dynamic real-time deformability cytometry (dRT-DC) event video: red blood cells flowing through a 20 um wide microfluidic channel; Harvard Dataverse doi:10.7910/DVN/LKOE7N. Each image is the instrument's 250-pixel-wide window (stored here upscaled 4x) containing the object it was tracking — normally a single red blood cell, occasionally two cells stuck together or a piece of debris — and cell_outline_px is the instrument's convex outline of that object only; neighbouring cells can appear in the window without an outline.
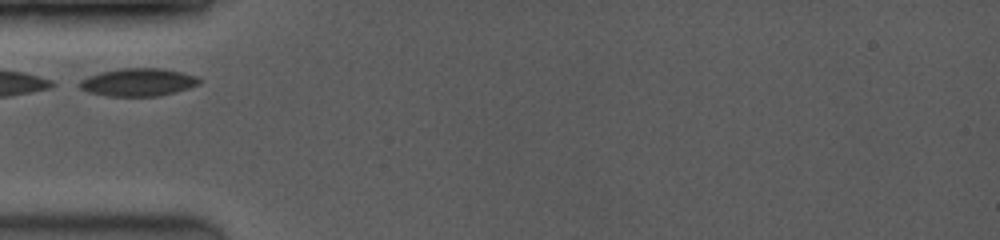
{"species": "common noctule bat (a hibernating species)", "species_latin": "Nyctalus noctula", "temperature_condition": "room temperature", "stored_images_in_passage": 3, "camera_frame_rate_fps": 3500, "um_per_image_px": 0.085, "animal": {"sex": "female", "body_mass_g": 19.0, "forearm_length_mm": 53.3}, "frame": {"image": 1, "passage_image": 1, "time_ms": 0.0, "image_size_px": [1000, 240], "cell_outline_px": [[200, 84], [188, 88], [156, 96], [108, 96], [88, 92], [72, 84], [88, 76], [100, 72], [120, 68], [160, 68], [180, 72], [196, 76], [200, 80]], "centroid_in_image_um": [11.65, 6.98], "position_along_channel_um": 73.4, "area_um2": 19.42}}
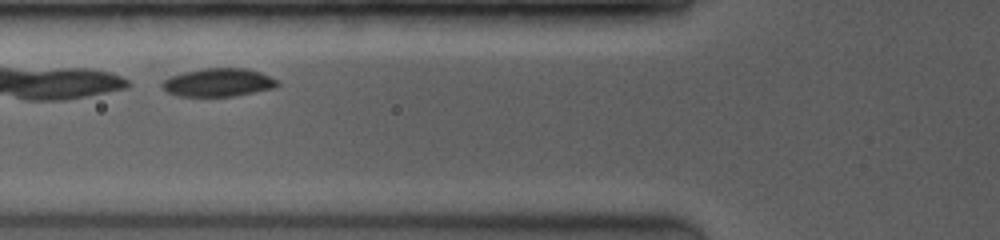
{"frame": {"image": 2, "passage_image": 2, "time_ms": 0.857, "image_size_px": [1000, 240], "cell_outline_px": [[280, 84], [272, 88], [232, 96], [180, 96], [168, 92], [160, 84], [168, 76], [184, 72], [204, 68], [244, 68], [260, 72], [276, 80]], "centroid_in_image_um": [18.51, 7.0], "position_along_channel_um": 107.3, "area_um2": 18.67}}